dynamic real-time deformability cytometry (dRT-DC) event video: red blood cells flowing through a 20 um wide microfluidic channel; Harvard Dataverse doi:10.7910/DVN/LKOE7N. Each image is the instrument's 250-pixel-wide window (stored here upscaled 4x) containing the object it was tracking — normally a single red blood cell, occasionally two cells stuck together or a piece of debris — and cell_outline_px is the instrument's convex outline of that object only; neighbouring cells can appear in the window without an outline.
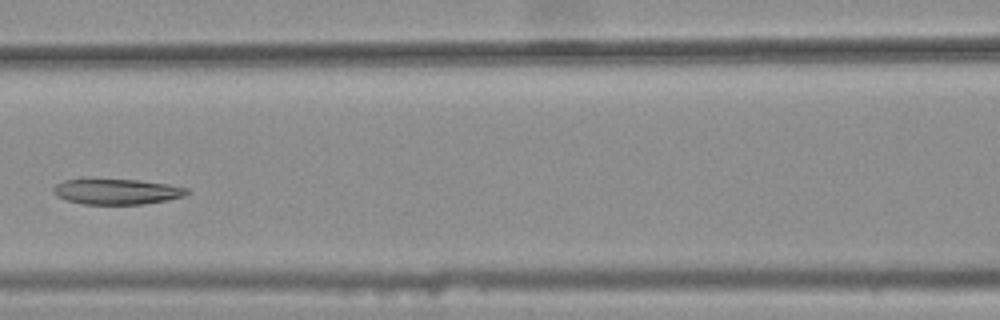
{"species": "common noctule bat (a hibernating species)", "species_latin": "Nyctalus noctula", "temperature_condition": "warm", "stored_images_in_passage": 6, "camera_frame_rate_fps": 3000, "um_per_image_px": 0.085, "animal": {"sex": "female", "body_mass_g": 25.1}, "frame": {"image": 1, "passage_image": 6, "time_ms": 1.667, "image_size_px": [1000, 320], "cell_outline_px": [[192, 192], [184, 196], [144, 204], [80, 204], [56, 196], [52, 192], [52, 188], [56, 184], [64, 180], [136, 180], [168, 184], [188, 188]], "centroid_in_image_um": [9.93, 16.29], "position_along_channel_um": 156.7, "area_um2": 19.65}}